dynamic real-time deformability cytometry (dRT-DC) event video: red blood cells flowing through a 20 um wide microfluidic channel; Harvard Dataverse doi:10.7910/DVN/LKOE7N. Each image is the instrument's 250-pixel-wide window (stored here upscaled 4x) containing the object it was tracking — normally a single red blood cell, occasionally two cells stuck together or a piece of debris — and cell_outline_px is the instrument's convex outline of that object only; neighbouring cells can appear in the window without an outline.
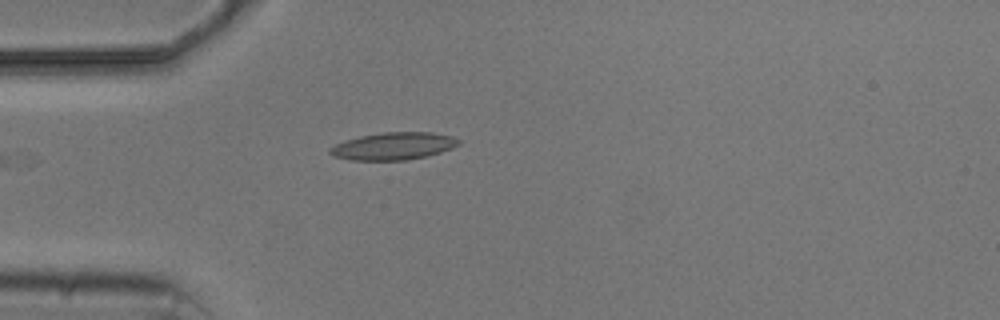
{"species": "common noctule bat (a hibernating species)", "species_latin": "Nyctalus noctula", "temperature_condition": "cold", "stored_images_in_passage": 7, "camera_frame_rate_fps": 3000, "um_per_image_px": 0.085, "animal": {"sex": "male", "body_mass_g": 20.5, "forearm_length_mm": 52.5}, "frame": {"image": 1, "passage_image": 7, "time_ms": 7.0, "image_size_px": [1000, 320], "cell_outline_px": [[460, 144], [452, 148], [440, 152], [424, 156], [404, 160], [352, 160], [332, 156], [328, 152], [328, 148], [344, 140], [360, 136], [384, 132], [432, 132], [452, 136], [460, 140]], "centroid_in_image_um": [33.41, 12.41], "position_along_channel_um": 51.6, "area_um2": 20.52}}